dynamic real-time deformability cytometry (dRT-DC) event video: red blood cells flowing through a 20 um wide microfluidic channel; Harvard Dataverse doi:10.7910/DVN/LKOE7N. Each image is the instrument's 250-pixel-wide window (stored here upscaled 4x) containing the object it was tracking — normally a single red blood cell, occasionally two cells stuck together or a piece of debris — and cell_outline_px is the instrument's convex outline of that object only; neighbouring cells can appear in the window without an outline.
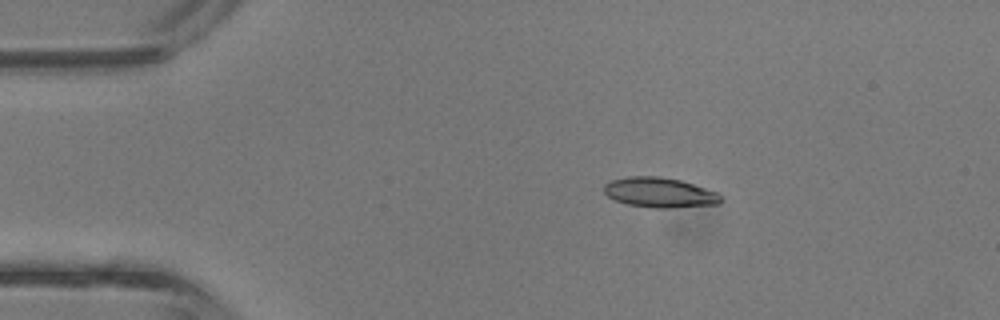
{"species": "common noctule bat (a hibernating species)", "species_latin": "Nyctalus noctula", "temperature_condition": "room temperature", "stored_images_in_passage": 36, "camera_frame_rate_fps": 3000, "um_per_image_px": 0.085, "animal": {"sex": "male", "body_mass_g": 13.3}, "frame": {"image": 1, "passage_image": 1, "time_ms": 0.0, "image_size_px": [1000, 320], "cell_outline_px": [[724, 200], [720, 204], [668, 208], [656, 208], [628, 204], [616, 200], [608, 196], [604, 192], [604, 184], [612, 180], [628, 176], [660, 176], [680, 180], [716, 192]], "centroid_in_image_um": [56.07, 16.36], "position_along_channel_um": 28.9, "area_um2": 20.29}}
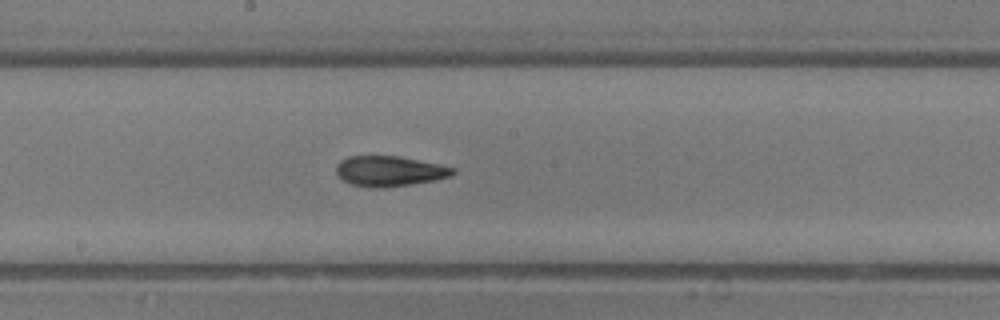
{"frame": {"image": 2, "passage_image": 16, "time_ms": 5.0, "image_size_px": [1000, 320], "cell_outline_px": [[456, 172], [452, 176], [436, 180], [384, 188], [376, 188], [352, 184], [344, 180], [336, 172], [336, 164], [340, 160], [348, 156], [400, 156], [456, 168]], "centroid_in_image_um": [33.13, 14.54], "position_along_channel_um": 215.1, "area_um2": 20.58}}
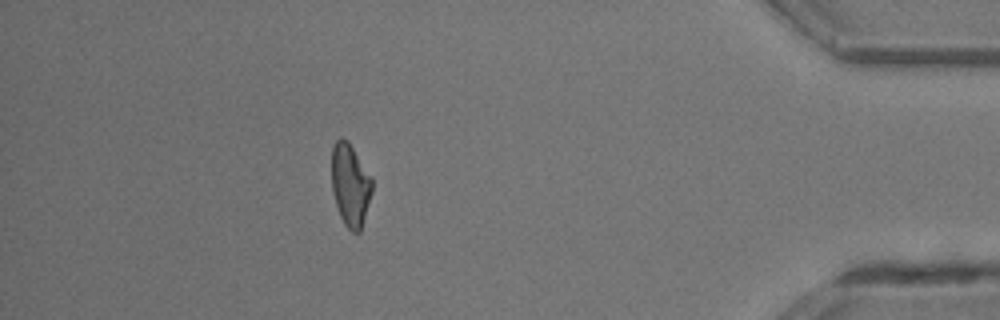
{"frame": {"image": 3, "passage_image": 31, "time_ms": 10.0, "image_size_px": [1000, 320], "cell_outline_px": [[372, 192], [360, 232], [352, 232], [344, 224], [340, 216], [336, 204], [332, 188], [332, 148], [336, 140], [340, 136], [348, 140], [372, 176]], "centroid_in_image_um": [29.78, 15.69], "position_along_channel_um": 405.4, "area_um2": 19.54}, "authors_computed_cell_mechanics": {"area_um2": 20.1433, "velocity_mm_per_s": 4.8427, "shape_relaxation_time_tau1_ms": 6.5112, "shape_relaxation_time_tau2_ms": 1.0516, "deformation_change_tau1": 0.2278, "deformation_change_tau2": 0.0848}}